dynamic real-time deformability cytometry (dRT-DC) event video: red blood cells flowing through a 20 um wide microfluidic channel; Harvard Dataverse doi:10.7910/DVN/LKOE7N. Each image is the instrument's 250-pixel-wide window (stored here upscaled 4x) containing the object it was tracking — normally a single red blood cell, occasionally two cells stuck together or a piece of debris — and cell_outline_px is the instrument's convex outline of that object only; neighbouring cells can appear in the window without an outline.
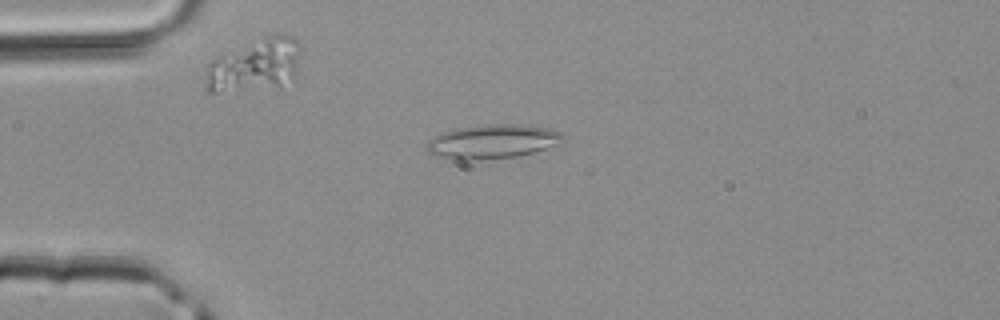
{"species": "common noctule bat (a hibernating species)", "species_latin": "Nyctalus noctula", "temperature_condition": "room temperature", "stored_images_in_passage": 1, "camera_frame_rate_fps": 3000, "um_per_image_px": 0.085, "animal": {"sex": "male", "body_mass_g": 20.4}, "frame": {"image": 1, "passage_image": 1, "time_ms": 0.0, "image_size_px": [1000, 320], "cell_outline_px": [[564, 140], [560, 144], [532, 152], [516, 156], [468, 160], [456, 160], [440, 156], [428, 152], [428, 140], [436, 136], [460, 128], [484, 124], [520, 124], [548, 128], [560, 132], [564, 136]], "centroid_in_image_um": [41.92, 12.02], "position_along_channel_um": 43.1, "area_um2": 26.53}}